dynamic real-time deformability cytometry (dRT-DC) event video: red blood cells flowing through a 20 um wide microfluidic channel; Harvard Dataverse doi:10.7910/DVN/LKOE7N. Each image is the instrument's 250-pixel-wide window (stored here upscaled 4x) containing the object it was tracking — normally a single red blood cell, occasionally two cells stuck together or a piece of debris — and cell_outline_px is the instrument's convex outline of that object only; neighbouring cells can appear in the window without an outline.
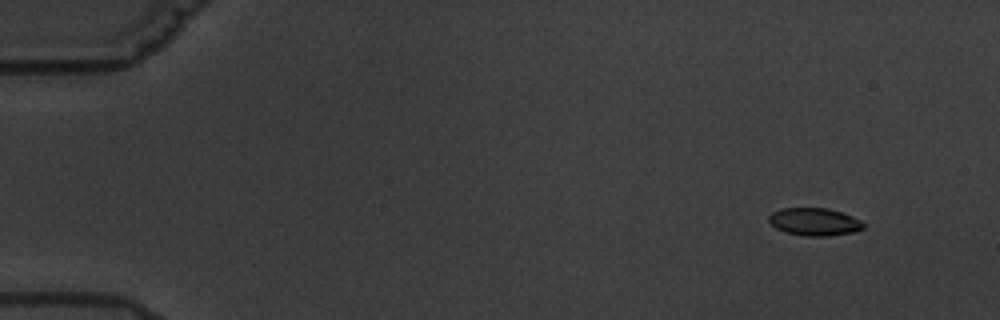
{"species": "common noctule bat (a hibernating species)", "species_latin": "Nyctalus noctula", "temperature_condition": "warm", "stored_images_in_passage": 5, "camera_frame_rate_fps": 3000, "um_per_image_px": 0.085, "animal": {"sex": "male", "body_mass_g": 19.5, "forearm_length_mm": 54.6}, "frame": {"image": 1, "passage_image": 1, "time_ms": 0.0, "image_size_px": [1000, 320], "cell_outline_px": [[864, 228], [856, 232], [828, 236], [804, 236], [784, 232], [776, 228], [768, 220], [768, 216], [772, 212], [780, 208], [828, 208], [852, 216], [860, 220], [864, 224]], "centroid_in_image_um": [69.22, 18.86], "position_along_channel_um": 15.8, "area_um2": 15.37}}